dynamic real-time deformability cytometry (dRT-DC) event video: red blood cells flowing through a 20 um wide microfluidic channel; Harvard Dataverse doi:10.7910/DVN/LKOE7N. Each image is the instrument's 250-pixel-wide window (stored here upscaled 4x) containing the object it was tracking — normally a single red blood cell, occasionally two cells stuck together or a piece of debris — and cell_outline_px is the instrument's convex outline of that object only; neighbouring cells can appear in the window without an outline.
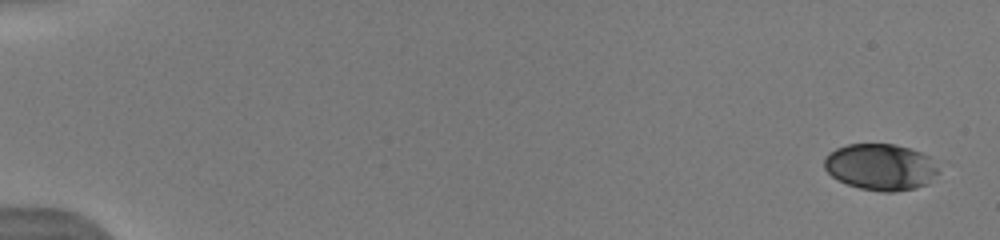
{"species": "human", "species_latin": "Homo sapiens", "temperature_condition": "warm", "stored_images_in_passage": 23, "camera_frame_rate_fps": 3000, "um_per_image_px": 0.085, "donor": {"sex": "male"}, "frame": {"image": 1, "passage_image": 1, "time_ms": 0.0, "image_size_px": [1000, 240], "cell_outline_px": [[940, 172], [928, 184], [916, 188], [892, 192], [884, 192], [860, 188], [836, 180], [824, 168], [824, 160], [828, 152], [836, 148], [848, 144], [896, 144], [932, 156]], "centroid_in_image_um": [74.87, 14.19], "position_along_channel_um": 10.1, "area_um2": 31.27}}
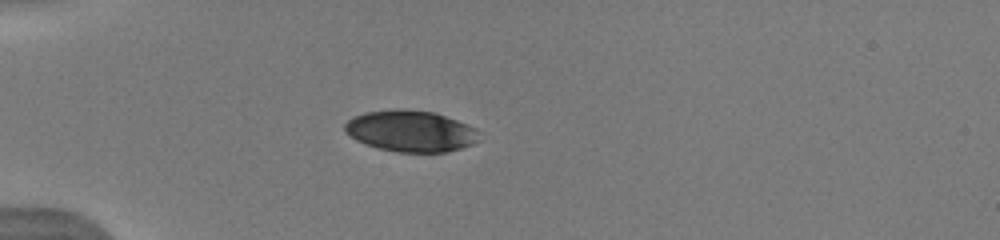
{"frame": {"image": 2, "passage_image": 13, "time_ms": 4.667, "image_size_px": [1000, 240], "cell_outline_px": [[480, 132], [476, 140], [472, 144], [460, 148], [444, 152], [396, 152], [380, 148], [356, 140], [344, 132], [344, 124], [352, 116], [364, 112], [396, 108], [400, 108], [436, 112], [476, 128]], "centroid_in_image_um": [34.87, 11.12], "position_along_channel_um": 50.1, "area_um2": 32.43}}